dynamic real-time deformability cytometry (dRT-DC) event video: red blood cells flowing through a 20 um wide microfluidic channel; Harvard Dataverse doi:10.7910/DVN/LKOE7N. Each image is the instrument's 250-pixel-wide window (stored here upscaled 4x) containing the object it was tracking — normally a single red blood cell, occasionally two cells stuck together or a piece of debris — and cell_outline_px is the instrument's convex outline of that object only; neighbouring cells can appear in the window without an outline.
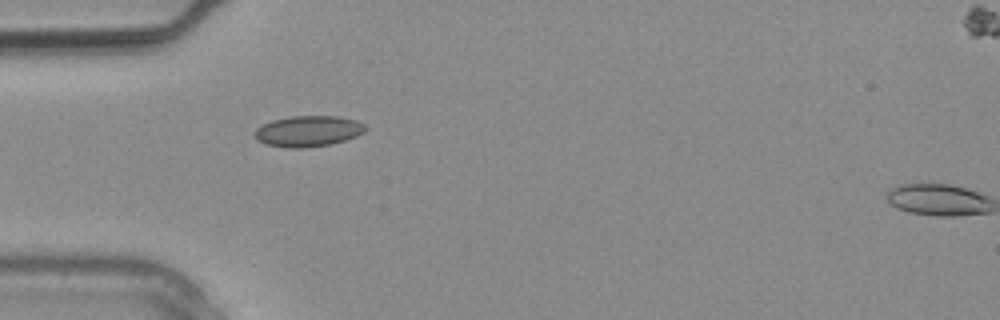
{"species": "common noctule bat (a hibernating species)", "species_latin": "Nyctalus noctula", "temperature_condition": "warm", "stored_images_in_passage": 3, "camera_frame_rate_fps": 3000, "um_per_image_px": 0.085, "animal": {"sex": "male", "body_mass_g": 20.4}, "frame": {"image": 1, "passage_image": 2, "time_ms": 0.333, "image_size_px": [1000, 320], "cell_outline_px": [[368, 128], [364, 132], [356, 136], [332, 144], [304, 148], [288, 148], [264, 144], [256, 140], [252, 132], [256, 128], [272, 120], [292, 116], [340, 116], [356, 120], [364, 124]], "centroid_in_image_um": [26.17, 11.15], "position_along_channel_um": 58.8, "area_um2": 20.17}}